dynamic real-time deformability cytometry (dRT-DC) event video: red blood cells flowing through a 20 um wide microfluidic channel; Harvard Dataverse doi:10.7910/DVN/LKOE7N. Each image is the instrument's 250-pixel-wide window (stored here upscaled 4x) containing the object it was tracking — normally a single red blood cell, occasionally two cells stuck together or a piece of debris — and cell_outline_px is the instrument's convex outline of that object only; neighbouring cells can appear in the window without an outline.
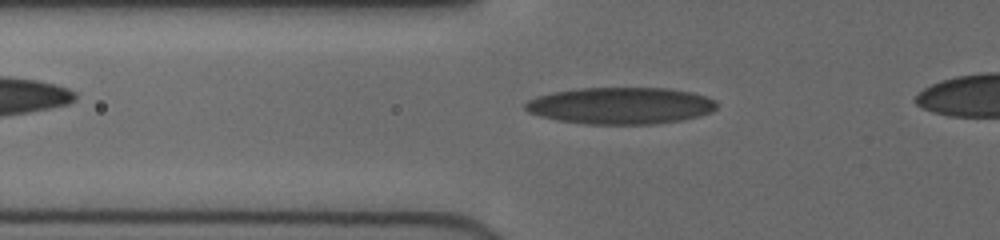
{"species": "human", "species_latin": "Homo sapiens", "temperature_condition": "cold", "stored_images_in_passage": 40, "camera_frame_rate_fps": 3000, "um_per_image_px": 0.085, "donor": {"sex": "female"}, "frame": {"image": 1, "passage_image": 11, "time_ms": 3.333, "image_size_px": [1000, 240], "cell_outline_px": [[716, 108], [712, 112], [680, 120], [652, 124], [588, 124], [556, 120], [540, 116], [528, 112], [524, 108], [524, 104], [528, 100], [536, 96], [552, 92], [576, 88], [668, 88], [692, 92], [716, 100]], "centroid_in_image_um": [52.71, 8.97], "position_along_channel_um": 73.1, "area_um2": 41.1}}
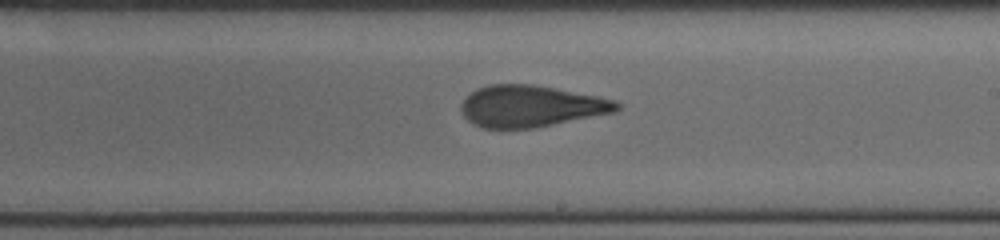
{"frame": {"image": 2, "passage_image": 24, "time_ms": 7.667, "image_size_px": [1000, 240], "cell_outline_px": [[620, 108], [612, 112], [532, 128], [484, 128], [472, 124], [464, 116], [460, 108], [460, 104], [476, 88], [488, 84], [532, 84], [596, 96], [616, 100], [620, 104]], "centroid_in_image_um": [45.06, 9.02], "position_along_channel_um": 243.9, "area_um2": 37.22}}
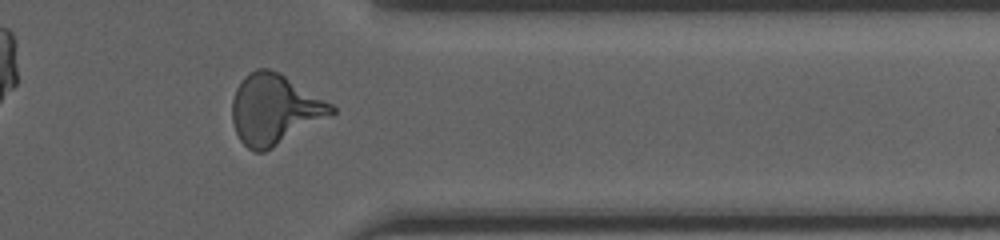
{"frame": {"image": 3, "passage_image": 35, "time_ms": 11.333, "image_size_px": [1000, 240], "cell_outline_px": [[336, 112], [332, 116], [272, 148], [264, 152], [256, 152], [248, 148], [240, 140], [236, 132], [232, 120], [232, 100], [236, 88], [244, 76], [248, 72], [256, 68], [268, 68], [280, 72], [332, 104], [336, 108]], "centroid_in_image_um": [23.34, 9.29], "position_along_channel_um": 388.1, "area_um2": 40.81}}